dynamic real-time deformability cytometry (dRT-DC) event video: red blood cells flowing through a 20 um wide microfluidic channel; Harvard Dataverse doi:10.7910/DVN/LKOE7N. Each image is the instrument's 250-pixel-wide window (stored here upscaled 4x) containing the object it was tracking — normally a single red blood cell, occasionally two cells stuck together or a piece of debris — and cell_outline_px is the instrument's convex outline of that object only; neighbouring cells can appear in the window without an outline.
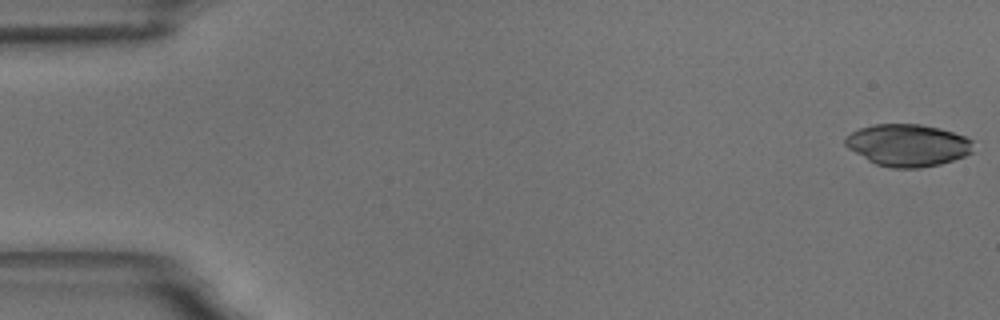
{"species": "common noctule bat (a hibernating species)", "species_latin": "Nyctalus noctula", "temperature_condition": "room temperature", "stored_images_in_passage": 57, "camera_frame_rate_fps": 3000, "um_per_image_px": 0.085, "animal": {"sex": "male", "body_mass_g": 18.8}, "frame": {"image": 1, "passage_image": 1, "time_ms": 0.0, "image_size_px": [1000, 320], "cell_outline_px": [[972, 152], [964, 156], [940, 164], [920, 168], [892, 168], [876, 164], [868, 160], [848, 148], [844, 144], [844, 140], [852, 132], [860, 128], [872, 124], [920, 124], [940, 128], [964, 136], [972, 140]], "centroid_in_image_um": [77.15, 12.34], "position_along_channel_um": 7.8, "area_um2": 31.27}}
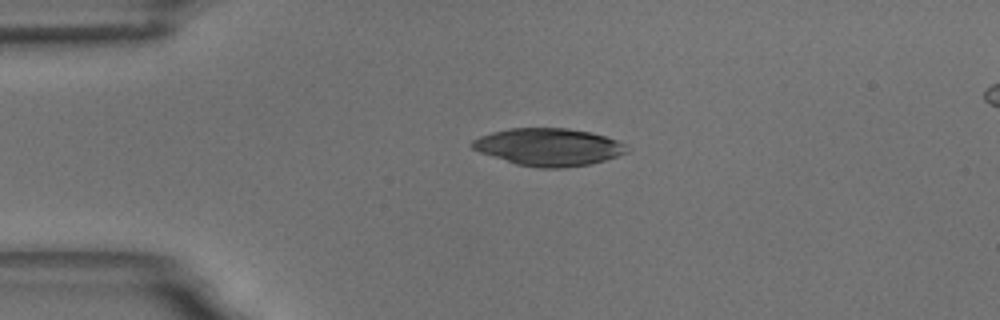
{"frame": {"image": 2, "passage_image": 13, "time_ms": 4.0, "image_size_px": [1000, 320], "cell_outline_px": [[632, 148], [628, 152], [604, 160], [588, 164], [564, 168], [540, 168], [516, 164], [480, 152], [472, 148], [472, 140], [480, 136], [492, 132], [508, 128], [568, 128], [592, 132], [616, 140]], "centroid_in_image_um": [46.65, 12.49], "position_along_channel_um": 38.4, "area_um2": 33.7}}